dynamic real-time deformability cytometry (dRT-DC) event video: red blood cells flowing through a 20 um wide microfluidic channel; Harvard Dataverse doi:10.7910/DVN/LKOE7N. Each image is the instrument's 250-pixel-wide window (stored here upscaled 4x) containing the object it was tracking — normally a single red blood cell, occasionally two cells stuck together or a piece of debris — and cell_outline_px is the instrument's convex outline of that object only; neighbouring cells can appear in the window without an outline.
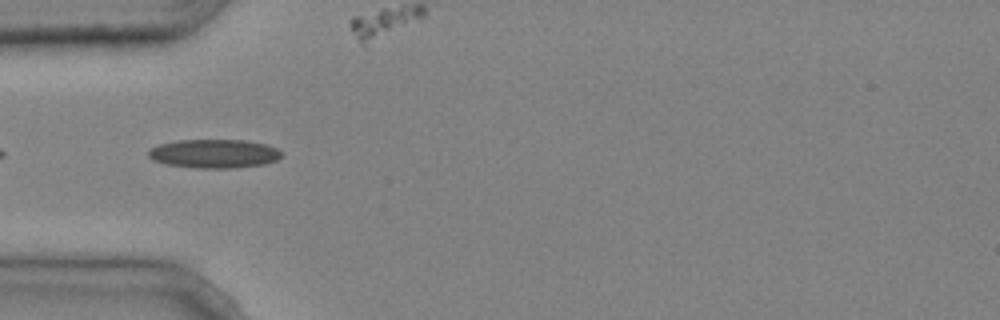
{"species": "common noctule bat (a hibernating species)", "species_latin": "Nyctalus noctula", "temperature_condition": "cold", "stored_images_in_passage": 5, "camera_frame_rate_fps": 3000, "um_per_image_px": 0.085, "animal": {"sex": "male", "body_mass_g": 20.4}, "frame": {"image": 1, "passage_image": 4, "time_ms": 1.0, "image_size_px": [1000, 320], "cell_outline_px": [[280, 156], [276, 160], [264, 164], [228, 168], [196, 168], [168, 164], [152, 160], [148, 156], [148, 152], [152, 148], [160, 144], [176, 140], [248, 140], [268, 144], [276, 148], [280, 152]], "centroid_in_image_um": [18.19, 13.05], "position_along_channel_um": 66.8, "area_um2": 22.2}}